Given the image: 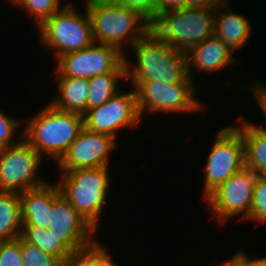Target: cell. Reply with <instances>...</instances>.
<instances>
[{"mask_svg": "<svg viewBox=\"0 0 266 266\" xmlns=\"http://www.w3.org/2000/svg\"><path fill=\"white\" fill-rule=\"evenodd\" d=\"M156 1V19L159 15L180 8L186 7V0H155Z\"/></svg>", "mask_w": 266, "mask_h": 266, "instance_id": "4dcf8cb0", "label": "cell"}, {"mask_svg": "<svg viewBox=\"0 0 266 266\" xmlns=\"http://www.w3.org/2000/svg\"><path fill=\"white\" fill-rule=\"evenodd\" d=\"M187 54L188 76L194 81L193 72L213 73L231 66L235 62L234 55L215 34L202 43L192 47ZM193 68V69H192Z\"/></svg>", "mask_w": 266, "mask_h": 266, "instance_id": "9a60e30c", "label": "cell"}, {"mask_svg": "<svg viewBox=\"0 0 266 266\" xmlns=\"http://www.w3.org/2000/svg\"><path fill=\"white\" fill-rule=\"evenodd\" d=\"M114 137L83 127L58 163L61 172L109 167V155L116 147Z\"/></svg>", "mask_w": 266, "mask_h": 266, "instance_id": "5bb4252c", "label": "cell"}, {"mask_svg": "<svg viewBox=\"0 0 266 266\" xmlns=\"http://www.w3.org/2000/svg\"><path fill=\"white\" fill-rule=\"evenodd\" d=\"M85 3L94 43L113 46L124 54L125 45L130 48L151 29V24L138 12L123 5L102 0Z\"/></svg>", "mask_w": 266, "mask_h": 266, "instance_id": "3957f363", "label": "cell"}, {"mask_svg": "<svg viewBox=\"0 0 266 266\" xmlns=\"http://www.w3.org/2000/svg\"><path fill=\"white\" fill-rule=\"evenodd\" d=\"M66 4L37 27L40 43L54 51L56 60L64 54L85 49L94 43L86 7L84 14H81L74 8L75 5Z\"/></svg>", "mask_w": 266, "mask_h": 266, "instance_id": "8992f818", "label": "cell"}, {"mask_svg": "<svg viewBox=\"0 0 266 266\" xmlns=\"http://www.w3.org/2000/svg\"><path fill=\"white\" fill-rule=\"evenodd\" d=\"M256 266H266V257L257 258L256 259Z\"/></svg>", "mask_w": 266, "mask_h": 266, "instance_id": "836d02e7", "label": "cell"}, {"mask_svg": "<svg viewBox=\"0 0 266 266\" xmlns=\"http://www.w3.org/2000/svg\"><path fill=\"white\" fill-rule=\"evenodd\" d=\"M228 0H186L187 8H216Z\"/></svg>", "mask_w": 266, "mask_h": 266, "instance_id": "1f68e13d", "label": "cell"}, {"mask_svg": "<svg viewBox=\"0 0 266 266\" xmlns=\"http://www.w3.org/2000/svg\"><path fill=\"white\" fill-rule=\"evenodd\" d=\"M91 266H119L103 244L91 250Z\"/></svg>", "mask_w": 266, "mask_h": 266, "instance_id": "f1b7e54d", "label": "cell"}, {"mask_svg": "<svg viewBox=\"0 0 266 266\" xmlns=\"http://www.w3.org/2000/svg\"><path fill=\"white\" fill-rule=\"evenodd\" d=\"M23 139L43 158L58 162L84 127L83 115L56 109L51 103L29 118Z\"/></svg>", "mask_w": 266, "mask_h": 266, "instance_id": "7a4b0ae2", "label": "cell"}, {"mask_svg": "<svg viewBox=\"0 0 266 266\" xmlns=\"http://www.w3.org/2000/svg\"><path fill=\"white\" fill-rule=\"evenodd\" d=\"M123 61L124 54L117 48L93 43L85 49L60 56L55 76L89 79L114 71Z\"/></svg>", "mask_w": 266, "mask_h": 266, "instance_id": "4fadbf2b", "label": "cell"}, {"mask_svg": "<svg viewBox=\"0 0 266 266\" xmlns=\"http://www.w3.org/2000/svg\"><path fill=\"white\" fill-rule=\"evenodd\" d=\"M126 80V66L123 61L114 71L88 79L89 95L87 110L99 107L120 91L119 81Z\"/></svg>", "mask_w": 266, "mask_h": 266, "instance_id": "ffe728a7", "label": "cell"}, {"mask_svg": "<svg viewBox=\"0 0 266 266\" xmlns=\"http://www.w3.org/2000/svg\"><path fill=\"white\" fill-rule=\"evenodd\" d=\"M22 226L19 193L0 191V241L18 239Z\"/></svg>", "mask_w": 266, "mask_h": 266, "instance_id": "44dd1931", "label": "cell"}, {"mask_svg": "<svg viewBox=\"0 0 266 266\" xmlns=\"http://www.w3.org/2000/svg\"><path fill=\"white\" fill-rule=\"evenodd\" d=\"M58 83L56 97L49 101L56 109L84 115L87 112L89 95L88 79L56 77Z\"/></svg>", "mask_w": 266, "mask_h": 266, "instance_id": "ac0fdd59", "label": "cell"}, {"mask_svg": "<svg viewBox=\"0 0 266 266\" xmlns=\"http://www.w3.org/2000/svg\"><path fill=\"white\" fill-rule=\"evenodd\" d=\"M220 266H256V258L251 259L245 251H239Z\"/></svg>", "mask_w": 266, "mask_h": 266, "instance_id": "f546056e", "label": "cell"}, {"mask_svg": "<svg viewBox=\"0 0 266 266\" xmlns=\"http://www.w3.org/2000/svg\"><path fill=\"white\" fill-rule=\"evenodd\" d=\"M234 125L244 141L245 167L253 170L257 175L266 176V126L257 127L254 123L240 119Z\"/></svg>", "mask_w": 266, "mask_h": 266, "instance_id": "d6986e66", "label": "cell"}, {"mask_svg": "<svg viewBox=\"0 0 266 266\" xmlns=\"http://www.w3.org/2000/svg\"><path fill=\"white\" fill-rule=\"evenodd\" d=\"M11 3L19 8L26 9L37 27H39L45 20L52 17L63 7H60V0H10Z\"/></svg>", "mask_w": 266, "mask_h": 266, "instance_id": "603a6c76", "label": "cell"}, {"mask_svg": "<svg viewBox=\"0 0 266 266\" xmlns=\"http://www.w3.org/2000/svg\"><path fill=\"white\" fill-rule=\"evenodd\" d=\"M228 5L229 3L226 2L216 7L214 34L221 39L223 44L234 54V52L240 50L250 38L252 24L244 14L228 12V10H230Z\"/></svg>", "mask_w": 266, "mask_h": 266, "instance_id": "2e32d148", "label": "cell"}, {"mask_svg": "<svg viewBox=\"0 0 266 266\" xmlns=\"http://www.w3.org/2000/svg\"><path fill=\"white\" fill-rule=\"evenodd\" d=\"M20 123V120H16L13 116H10L0 110V149L15 145L23 139V132H21L22 135H19L21 137L17 138L19 140H13L15 139V131H17Z\"/></svg>", "mask_w": 266, "mask_h": 266, "instance_id": "484cf974", "label": "cell"}, {"mask_svg": "<svg viewBox=\"0 0 266 266\" xmlns=\"http://www.w3.org/2000/svg\"><path fill=\"white\" fill-rule=\"evenodd\" d=\"M136 92L137 106L142 119L144 113H192L204 105L196 97L194 80L188 76L178 83L161 81L131 82ZM196 95V96H195ZM198 99V100H197ZM146 110V111H145Z\"/></svg>", "mask_w": 266, "mask_h": 266, "instance_id": "52a82bcc", "label": "cell"}, {"mask_svg": "<svg viewBox=\"0 0 266 266\" xmlns=\"http://www.w3.org/2000/svg\"><path fill=\"white\" fill-rule=\"evenodd\" d=\"M21 237L46 254L55 257L62 265L76 258L48 228L22 227Z\"/></svg>", "mask_w": 266, "mask_h": 266, "instance_id": "7402d4cb", "label": "cell"}, {"mask_svg": "<svg viewBox=\"0 0 266 266\" xmlns=\"http://www.w3.org/2000/svg\"><path fill=\"white\" fill-rule=\"evenodd\" d=\"M215 138L205 165V198L245 167L243 137L234 125L221 128Z\"/></svg>", "mask_w": 266, "mask_h": 266, "instance_id": "ba28073f", "label": "cell"}, {"mask_svg": "<svg viewBox=\"0 0 266 266\" xmlns=\"http://www.w3.org/2000/svg\"><path fill=\"white\" fill-rule=\"evenodd\" d=\"M141 121L135 89L120 90L103 105L87 110L83 115L84 127L90 131L107 134L116 139L117 132L135 128Z\"/></svg>", "mask_w": 266, "mask_h": 266, "instance_id": "7c38bea8", "label": "cell"}, {"mask_svg": "<svg viewBox=\"0 0 266 266\" xmlns=\"http://www.w3.org/2000/svg\"><path fill=\"white\" fill-rule=\"evenodd\" d=\"M43 160L24 139L0 149V191L21 193L46 184V179L38 178Z\"/></svg>", "mask_w": 266, "mask_h": 266, "instance_id": "9c48e42d", "label": "cell"}, {"mask_svg": "<svg viewBox=\"0 0 266 266\" xmlns=\"http://www.w3.org/2000/svg\"><path fill=\"white\" fill-rule=\"evenodd\" d=\"M108 170V167H101L60 172L57 182L61 195L96 230L111 188Z\"/></svg>", "mask_w": 266, "mask_h": 266, "instance_id": "277c9868", "label": "cell"}, {"mask_svg": "<svg viewBox=\"0 0 266 266\" xmlns=\"http://www.w3.org/2000/svg\"><path fill=\"white\" fill-rule=\"evenodd\" d=\"M130 49L134 64L124 54L126 80L132 82L161 81L178 83L188 77L187 54L163 42L151 29ZM132 64V65H131Z\"/></svg>", "mask_w": 266, "mask_h": 266, "instance_id": "6da1fadb", "label": "cell"}, {"mask_svg": "<svg viewBox=\"0 0 266 266\" xmlns=\"http://www.w3.org/2000/svg\"><path fill=\"white\" fill-rule=\"evenodd\" d=\"M20 252L24 266H63L55 257L20 236Z\"/></svg>", "mask_w": 266, "mask_h": 266, "instance_id": "cb8c5ba5", "label": "cell"}, {"mask_svg": "<svg viewBox=\"0 0 266 266\" xmlns=\"http://www.w3.org/2000/svg\"><path fill=\"white\" fill-rule=\"evenodd\" d=\"M257 177L253 170L244 167L221 183L204 198L207 206L211 208V217L217 219L216 222L220 225L239 215L246 220L250 216Z\"/></svg>", "mask_w": 266, "mask_h": 266, "instance_id": "30bf717a", "label": "cell"}, {"mask_svg": "<svg viewBox=\"0 0 266 266\" xmlns=\"http://www.w3.org/2000/svg\"><path fill=\"white\" fill-rule=\"evenodd\" d=\"M48 229L76 257L102 244L92 239L96 229L61 195L57 183L53 184V207Z\"/></svg>", "mask_w": 266, "mask_h": 266, "instance_id": "8fae6325", "label": "cell"}, {"mask_svg": "<svg viewBox=\"0 0 266 266\" xmlns=\"http://www.w3.org/2000/svg\"><path fill=\"white\" fill-rule=\"evenodd\" d=\"M216 8H180L167 11L151 24V30L167 44L188 52L214 35Z\"/></svg>", "mask_w": 266, "mask_h": 266, "instance_id": "5b68a950", "label": "cell"}, {"mask_svg": "<svg viewBox=\"0 0 266 266\" xmlns=\"http://www.w3.org/2000/svg\"><path fill=\"white\" fill-rule=\"evenodd\" d=\"M252 223L266 222V176L258 175L253 188V203L250 216L246 219Z\"/></svg>", "mask_w": 266, "mask_h": 266, "instance_id": "d4e9b609", "label": "cell"}, {"mask_svg": "<svg viewBox=\"0 0 266 266\" xmlns=\"http://www.w3.org/2000/svg\"><path fill=\"white\" fill-rule=\"evenodd\" d=\"M52 183L19 193L22 227H49L53 207Z\"/></svg>", "mask_w": 266, "mask_h": 266, "instance_id": "e0dca14e", "label": "cell"}, {"mask_svg": "<svg viewBox=\"0 0 266 266\" xmlns=\"http://www.w3.org/2000/svg\"><path fill=\"white\" fill-rule=\"evenodd\" d=\"M123 5L127 9L138 12L150 24L156 20V1L155 0H111Z\"/></svg>", "mask_w": 266, "mask_h": 266, "instance_id": "83f0119b", "label": "cell"}, {"mask_svg": "<svg viewBox=\"0 0 266 266\" xmlns=\"http://www.w3.org/2000/svg\"><path fill=\"white\" fill-rule=\"evenodd\" d=\"M0 266H24L20 252V237L0 241Z\"/></svg>", "mask_w": 266, "mask_h": 266, "instance_id": "4316f807", "label": "cell"}, {"mask_svg": "<svg viewBox=\"0 0 266 266\" xmlns=\"http://www.w3.org/2000/svg\"><path fill=\"white\" fill-rule=\"evenodd\" d=\"M63 266H91V251L77 256L74 260L69 261Z\"/></svg>", "mask_w": 266, "mask_h": 266, "instance_id": "d6a6232c", "label": "cell"}]
</instances>
